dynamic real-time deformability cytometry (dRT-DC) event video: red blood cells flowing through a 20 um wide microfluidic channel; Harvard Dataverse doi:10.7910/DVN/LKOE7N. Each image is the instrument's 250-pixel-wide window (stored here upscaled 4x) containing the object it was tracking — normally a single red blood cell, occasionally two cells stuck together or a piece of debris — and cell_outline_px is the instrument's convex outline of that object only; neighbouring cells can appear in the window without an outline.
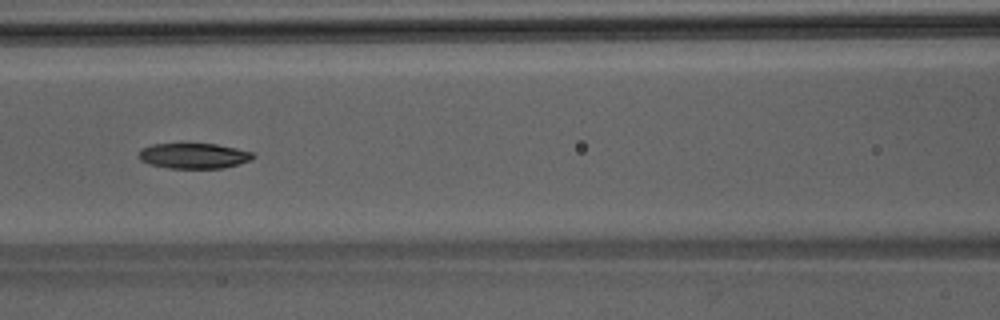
{"species": "Egyptian fruit bat (a non-hibernating species)", "species_latin": "Rousettus aegyptiacus", "temperature_condition": "room temperature", "stored_images_in_passage": 41, "camera_frame_rate_fps": 3000, "um_per_image_px": 0.085, "animal": {"sex": "male"}, "frame": {"image": 1, "passage_image": 14, "time_ms": 4.333, "image_size_px": [1000, 320], "cell_outline_px": [[256, 156], [252, 160], [240, 164], [224, 168], [168, 168], [148, 164], [140, 160], [136, 156], [140, 148], [152, 144], [216, 144], [236, 148], [252, 152]], "centroid_in_image_um": [16.45, 13.25], "position_along_channel_um": 150.2, "area_um2": 17.17}}
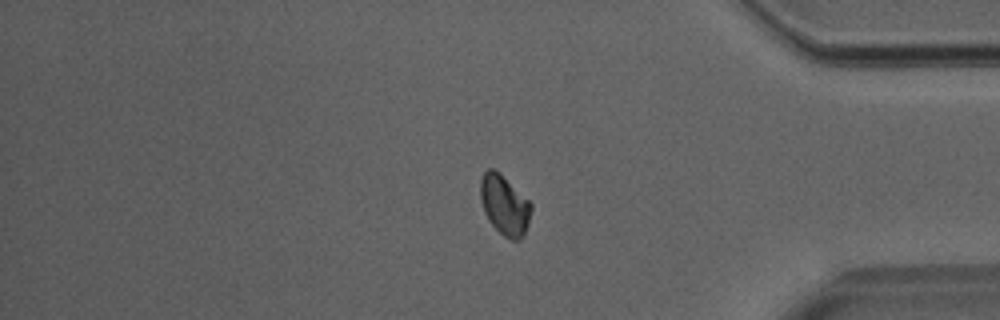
{"frame": {"image": 2, "passage_image": 33, "time_ms": 10.667, "image_size_px": [1000, 320], "cell_outline_px": [[532, 208], [528, 224], [524, 236], [520, 240], [512, 240], [504, 236], [488, 220], [484, 212], [480, 200], [480, 180], [484, 172], [488, 168], [492, 168], [500, 172], [532, 204]], "centroid_in_image_um": [42.88, 17.42], "position_along_channel_um": 392.3, "area_um2": 17.8}}
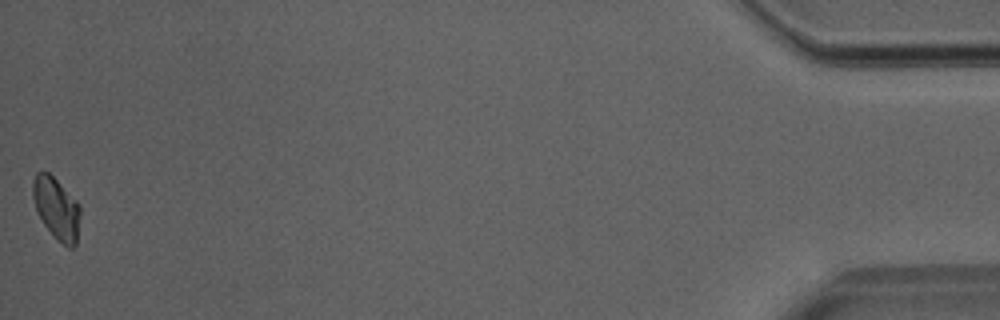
{"frame": {"image": 3, "passage_image": 41, "time_ms": 13.333, "image_size_px": [1000, 320], "cell_outline_px": [[80, 212], [76, 244], [72, 248], [68, 248], [44, 224], [36, 208], [32, 196], [32, 180], [36, 172], [48, 172], [80, 204]], "centroid_in_image_um": [4.8, 17.68], "position_along_channel_um": 430.4, "area_um2": 16.65}}